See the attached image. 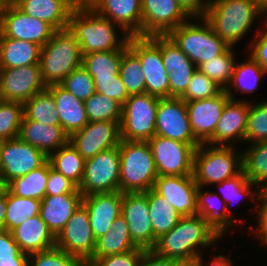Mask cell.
Instances as JSON below:
<instances>
[{"mask_svg": "<svg viewBox=\"0 0 267 266\" xmlns=\"http://www.w3.org/2000/svg\"><path fill=\"white\" fill-rule=\"evenodd\" d=\"M161 55L167 73L180 69H197L168 35H161Z\"/></svg>", "mask_w": 267, "mask_h": 266, "instance_id": "cell-49", "label": "cell"}, {"mask_svg": "<svg viewBox=\"0 0 267 266\" xmlns=\"http://www.w3.org/2000/svg\"><path fill=\"white\" fill-rule=\"evenodd\" d=\"M240 151L234 146L200 144L193 157V177L197 185L211 187L238 175L242 171Z\"/></svg>", "mask_w": 267, "mask_h": 266, "instance_id": "cell-6", "label": "cell"}, {"mask_svg": "<svg viewBox=\"0 0 267 266\" xmlns=\"http://www.w3.org/2000/svg\"><path fill=\"white\" fill-rule=\"evenodd\" d=\"M49 160L42 166L18 177L7 184V189L18 197L42 200L46 196Z\"/></svg>", "mask_w": 267, "mask_h": 266, "instance_id": "cell-37", "label": "cell"}, {"mask_svg": "<svg viewBox=\"0 0 267 266\" xmlns=\"http://www.w3.org/2000/svg\"><path fill=\"white\" fill-rule=\"evenodd\" d=\"M262 16L267 13L255 0H209L203 17L213 31L234 48L255 27L257 19L264 20Z\"/></svg>", "mask_w": 267, "mask_h": 266, "instance_id": "cell-3", "label": "cell"}, {"mask_svg": "<svg viewBox=\"0 0 267 266\" xmlns=\"http://www.w3.org/2000/svg\"><path fill=\"white\" fill-rule=\"evenodd\" d=\"M229 96L223 90L219 95L186 103L190 126L194 137L202 144L213 135Z\"/></svg>", "mask_w": 267, "mask_h": 266, "instance_id": "cell-21", "label": "cell"}, {"mask_svg": "<svg viewBox=\"0 0 267 266\" xmlns=\"http://www.w3.org/2000/svg\"><path fill=\"white\" fill-rule=\"evenodd\" d=\"M142 37L168 35L190 20L177 0H141Z\"/></svg>", "mask_w": 267, "mask_h": 266, "instance_id": "cell-15", "label": "cell"}, {"mask_svg": "<svg viewBox=\"0 0 267 266\" xmlns=\"http://www.w3.org/2000/svg\"><path fill=\"white\" fill-rule=\"evenodd\" d=\"M224 89L198 69L193 73L185 93L180 97L185 102L215 97Z\"/></svg>", "mask_w": 267, "mask_h": 266, "instance_id": "cell-48", "label": "cell"}, {"mask_svg": "<svg viewBox=\"0 0 267 266\" xmlns=\"http://www.w3.org/2000/svg\"><path fill=\"white\" fill-rule=\"evenodd\" d=\"M7 208V188L0 194V230L5 229V215Z\"/></svg>", "mask_w": 267, "mask_h": 266, "instance_id": "cell-62", "label": "cell"}, {"mask_svg": "<svg viewBox=\"0 0 267 266\" xmlns=\"http://www.w3.org/2000/svg\"><path fill=\"white\" fill-rule=\"evenodd\" d=\"M190 17H203L209 0H177Z\"/></svg>", "mask_w": 267, "mask_h": 266, "instance_id": "cell-58", "label": "cell"}, {"mask_svg": "<svg viewBox=\"0 0 267 266\" xmlns=\"http://www.w3.org/2000/svg\"><path fill=\"white\" fill-rule=\"evenodd\" d=\"M123 50L92 52L82 56L81 65L93 79L113 78L119 75Z\"/></svg>", "mask_w": 267, "mask_h": 266, "instance_id": "cell-39", "label": "cell"}, {"mask_svg": "<svg viewBox=\"0 0 267 266\" xmlns=\"http://www.w3.org/2000/svg\"><path fill=\"white\" fill-rule=\"evenodd\" d=\"M80 0H25L17 7L25 14L50 24L55 30L68 28L69 17Z\"/></svg>", "mask_w": 267, "mask_h": 266, "instance_id": "cell-28", "label": "cell"}, {"mask_svg": "<svg viewBox=\"0 0 267 266\" xmlns=\"http://www.w3.org/2000/svg\"><path fill=\"white\" fill-rule=\"evenodd\" d=\"M128 48L141 61L146 93L159 98H170L169 74L165 70L161 55V35L130 36Z\"/></svg>", "mask_w": 267, "mask_h": 266, "instance_id": "cell-9", "label": "cell"}, {"mask_svg": "<svg viewBox=\"0 0 267 266\" xmlns=\"http://www.w3.org/2000/svg\"><path fill=\"white\" fill-rule=\"evenodd\" d=\"M18 137L47 157L69 141V136L61 126L45 125L30 119H22Z\"/></svg>", "mask_w": 267, "mask_h": 266, "instance_id": "cell-25", "label": "cell"}, {"mask_svg": "<svg viewBox=\"0 0 267 266\" xmlns=\"http://www.w3.org/2000/svg\"><path fill=\"white\" fill-rule=\"evenodd\" d=\"M59 85L84 102L95 93L94 80L82 65L74 69Z\"/></svg>", "mask_w": 267, "mask_h": 266, "instance_id": "cell-47", "label": "cell"}, {"mask_svg": "<svg viewBox=\"0 0 267 266\" xmlns=\"http://www.w3.org/2000/svg\"><path fill=\"white\" fill-rule=\"evenodd\" d=\"M7 188V185L5 184L2 175L0 174V194H2Z\"/></svg>", "mask_w": 267, "mask_h": 266, "instance_id": "cell-65", "label": "cell"}, {"mask_svg": "<svg viewBox=\"0 0 267 266\" xmlns=\"http://www.w3.org/2000/svg\"><path fill=\"white\" fill-rule=\"evenodd\" d=\"M159 99L148 93L127 98L121 109V140L148 141L155 135Z\"/></svg>", "mask_w": 267, "mask_h": 266, "instance_id": "cell-8", "label": "cell"}, {"mask_svg": "<svg viewBox=\"0 0 267 266\" xmlns=\"http://www.w3.org/2000/svg\"><path fill=\"white\" fill-rule=\"evenodd\" d=\"M121 214L128 224L132 241L145 250L153 248V229L146 192L122 193Z\"/></svg>", "mask_w": 267, "mask_h": 266, "instance_id": "cell-19", "label": "cell"}, {"mask_svg": "<svg viewBox=\"0 0 267 266\" xmlns=\"http://www.w3.org/2000/svg\"><path fill=\"white\" fill-rule=\"evenodd\" d=\"M219 240L205 219L195 214L183 216L176 226L156 240L151 250L157 256L176 261L196 260Z\"/></svg>", "mask_w": 267, "mask_h": 266, "instance_id": "cell-2", "label": "cell"}, {"mask_svg": "<svg viewBox=\"0 0 267 266\" xmlns=\"http://www.w3.org/2000/svg\"><path fill=\"white\" fill-rule=\"evenodd\" d=\"M155 135L186 144H201L192 132L186 103L181 98H160Z\"/></svg>", "mask_w": 267, "mask_h": 266, "instance_id": "cell-14", "label": "cell"}, {"mask_svg": "<svg viewBox=\"0 0 267 266\" xmlns=\"http://www.w3.org/2000/svg\"><path fill=\"white\" fill-rule=\"evenodd\" d=\"M203 189V186H198L196 191L197 214L205 219L207 225L222 240L223 235L225 236L229 230L231 232V228L238 222L236 223L227 214L225 202L215 191H209L210 189L205 191Z\"/></svg>", "mask_w": 267, "mask_h": 266, "instance_id": "cell-27", "label": "cell"}, {"mask_svg": "<svg viewBox=\"0 0 267 266\" xmlns=\"http://www.w3.org/2000/svg\"><path fill=\"white\" fill-rule=\"evenodd\" d=\"M250 101L229 99L217 122L214 135L206 142L213 146H236L245 143V131ZM243 141V142H242Z\"/></svg>", "mask_w": 267, "mask_h": 266, "instance_id": "cell-20", "label": "cell"}, {"mask_svg": "<svg viewBox=\"0 0 267 266\" xmlns=\"http://www.w3.org/2000/svg\"><path fill=\"white\" fill-rule=\"evenodd\" d=\"M55 247L79 257L82 261H88L93 256L96 239L92 233L88 211L83 204L55 237Z\"/></svg>", "mask_w": 267, "mask_h": 266, "instance_id": "cell-13", "label": "cell"}, {"mask_svg": "<svg viewBox=\"0 0 267 266\" xmlns=\"http://www.w3.org/2000/svg\"><path fill=\"white\" fill-rule=\"evenodd\" d=\"M47 89L53 94L60 126L69 137L89 123L84 101L75 98L60 85H51Z\"/></svg>", "mask_w": 267, "mask_h": 266, "instance_id": "cell-29", "label": "cell"}, {"mask_svg": "<svg viewBox=\"0 0 267 266\" xmlns=\"http://www.w3.org/2000/svg\"><path fill=\"white\" fill-rule=\"evenodd\" d=\"M196 69H180L169 73L170 97L180 98L186 91Z\"/></svg>", "mask_w": 267, "mask_h": 266, "instance_id": "cell-56", "label": "cell"}, {"mask_svg": "<svg viewBox=\"0 0 267 266\" xmlns=\"http://www.w3.org/2000/svg\"><path fill=\"white\" fill-rule=\"evenodd\" d=\"M242 152V171L261 190L267 185V141L249 144Z\"/></svg>", "mask_w": 267, "mask_h": 266, "instance_id": "cell-38", "label": "cell"}, {"mask_svg": "<svg viewBox=\"0 0 267 266\" xmlns=\"http://www.w3.org/2000/svg\"><path fill=\"white\" fill-rule=\"evenodd\" d=\"M40 51L36 43L7 38L0 32V69L40 64Z\"/></svg>", "mask_w": 267, "mask_h": 266, "instance_id": "cell-31", "label": "cell"}, {"mask_svg": "<svg viewBox=\"0 0 267 266\" xmlns=\"http://www.w3.org/2000/svg\"><path fill=\"white\" fill-rule=\"evenodd\" d=\"M60 194H81V192L73 182L53 169L49 162L46 196H55Z\"/></svg>", "mask_w": 267, "mask_h": 266, "instance_id": "cell-55", "label": "cell"}, {"mask_svg": "<svg viewBox=\"0 0 267 266\" xmlns=\"http://www.w3.org/2000/svg\"><path fill=\"white\" fill-rule=\"evenodd\" d=\"M55 31L47 22L25 14L15 5L6 3L0 11V32L7 38L24 40L43 47Z\"/></svg>", "mask_w": 267, "mask_h": 266, "instance_id": "cell-12", "label": "cell"}, {"mask_svg": "<svg viewBox=\"0 0 267 266\" xmlns=\"http://www.w3.org/2000/svg\"><path fill=\"white\" fill-rule=\"evenodd\" d=\"M55 106L53 94L46 88L23 104L24 115L22 119L38 121L45 125L60 126Z\"/></svg>", "mask_w": 267, "mask_h": 266, "instance_id": "cell-40", "label": "cell"}, {"mask_svg": "<svg viewBox=\"0 0 267 266\" xmlns=\"http://www.w3.org/2000/svg\"><path fill=\"white\" fill-rule=\"evenodd\" d=\"M82 199V194H60L41 200L39 215L55 237L82 204Z\"/></svg>", "mask_w": 267, "mask_h": 266, "instance_id": "cell-30", "label": "cell"}, {"mask_svg": "<svg viewBox=\"0 0 267 266\" xmlns=\"http://www.w3.org/2000/svg\"><path fill=\"white\" fill-rule=\"evenodd\" d=\"M255 102L250 101L245 131V144L248 142L258 143L267 141V100Z\"/></svg>", "mask_w": 267, "mask_h": 266, "instance_id": "cell-45", "label": "cell"}, {"mask_svg": "<svg viewBox=\"0 0 267 266\" xmlns=\"http://www.w3.org/2000/svg\"><path fill=\"white\" fill-rule=\"evenodd\" d=\"M213 185L218 186L217 190L219 193L218 191L215 193L225 202L227 214L233 218L235 222H239L240 220H238L239 218L235 219V216L232 217L233 212L229 209V206L232 205L233 207V205L240 204V201H243L245 198L249 199L252 203H257L261 192V189L256 184L251 183L246 178L243 171L232 178Z\"/></svg>", "mask_w": 267, "mask_h": 266, "instance_id": "cell-34", "label": "cell"}, {"mask_svg": "<svg viewBox=\"0 0 267 266\" xmlns=\"http://www.w3.org/2000/svg\"><path fill=\"white\" fill-rule=\"evenodd\" d=\"M141 67L139 58L128 46L124 48L119 75L128 96L146 93L145 77Z\"/></svg>", "mask_w": 267, "mask_h": 266, "instance_id": "cell-43", "label": "cell"}, {"mask_svg": "<svg viewBox=\"0 0 267 266\" xmlns=\"http://www.w3.org/2000/svg\"><path fill=\"white\" fill-rule=\"evenodd\" d=\"M103 236L96 240V247L91 258H103L109 255L122 254L139 248L129 233L128 224L120 214Z\"/></svg>", "mask_w": 267, "mask_h": 266, "instance_id": "cell-32", "label": "cell"}, {"mask_svg": "<svg viewBox=\"0 0 267 266\" xmlns=\"http://www.w3.org/2000/svg\"><path fill=\"white\" fill-rule=\"evenodd\" d=\"M79 266H94L93 263L89 261H82Z\"/></svg>", "mask_w": 267, "mask_h": 266, "instance_id": "cell-67", "label": "cell"}, {"mask_svg": "<svg viewBox=\"0 0 267 266\" xmlns=\"http://www.w3.org/2000/svg\"><path fill=\"white\" fill-rule=\"evenodd\" d=\"M121 193L146 192L153 188L158 177L151 148L147 141L120 140Z\"/></svg>", "mask_w": 267, "mask_h": 266, "instance_id": "cell-4", "label": "cell"}, {"mask_svg": "<svg viewBox=\"0 0 267 266\" xmlns=\"http://www.w3.org/2000/svg\"><path fill=\"white\" fill-rule=\"evenodd\" d=\"M262 21V27L256 26L257 31L255 32V36L249 43L248 52L249 56L264 70L267 71V16L264 17ZM262 29V30H260ZM260 31V32H259Z\"/></svg>", "mask_w": 267, "mask_h": 266, "instance_id": "cell-51", "label": "cell"}, {"mask_svg": "<svg viewBox=\"0 0 267 266\" xmlns=\"http://www.w3.org/2000/svg\"><path fill=\"white\" fill-rule=\"evenodd\" d=\"M262 191L267 195V185L262 188Z\"/></svg>", "mask_w": 267, "mask_h": 266, "instance_id": "cell-70", "label": "cell"}, {"mask_svg": "<svg viewBox=\"0 0 267 266\" xmlns=\"http://www.w3.org/2000/svg\"><path fill=\"white\" fill-rule=\"evenodd\" d=\"M152 151L158 176L193 174V157L200 144H186L154 135L147 141Z\"/></svg>", "mask_w": 267, "mask_h": 266, "instance_id": "cell-11", "label": "cell"}, {"mask_svg": "<svg viewBox=\"0 0 267 266\" xmlns=\"http://www.w3.org/2000/svg\"><path fill=\"white\" fill-rule=\"evenodd\" d=\"M0 266H28V257H0Z\"/></svg>", "mask_w": 267, "mask_h": 266, "instance_id": "cell-61", "label": "cell"}, {"mask_svg": "<svg viewBox=\"0 0 267 266\" xmlns=\"http://www.w3.org/2000/svg\"><path fill=\"white\" fill-rule=\"evenodd\" d=\"M198 185L193 174L187 176H158L153 190L170 201L182 216L197 214L196 191Z\"/></svg>", "mask_w": 267, "mask_h": 266, "instance_id": "cell-22", "label": "cell"}, {"mask_svg": "<svg viewBox=\"0 0 267 266\" xmlns=\"http://www.w3.org/2000/svg\"><path fill=\"white\" fill-rule=\"evenodd\" d=\"M68 28L79 43L82 56L92 52L123 50L130 38L120 26L98 14L84 0L73 8ZM118 30L122 37L118 35Z\"/></svg>", "mask_w": 267, "mask_h": 266, "instance_id": "cell-1", "label": "cell"}, {"mask_svg": "<svg viewBox=\"0 0 267 266\" xmlns=\"http://www.w3.org/2000/svg\"><path fill=\"white\" fill-rule=\"evenodd\" d=\"M248 57L244 62H236L231 81L225 89L226 94L232 100H238L233 88L241 94H252L259 87L261 79L267 76V71L262 69L249 55Z\"/></svg>", "mask_w": 267, "mask_h": 266, "instance_id": "cell-35", "label": "cell"}, {"mask_svg": "<svg viewBox=\"0 0 267 266\" xmlns=\"http://www.w3.org/2000/svg\"><path fill=\"white\" fill-rule=\"evenodd\" d=\"M89 122L95 121H121L122 106L114 99L99 93H94L84 102Z\"/></svg>", "mask_w": 267, "mask_h": 266, "instance_id": "cell-44", "label": "cell"}, {"mask_svg": "<svg viewBox=\"0 0 267 266\" xmlns=\"http://www.w3.org/2000/svg\"><path fill=\"white\" fill-rule=\"evenodd\" d=\"M80 46L69 28L56 30L41 47L40 69L46 87L59 85L74 69L81 66Z\"/></svg>", "mask_w": 267, "mask_h": 266, "instance_id": "cell-5", "label": "cell"}, {"mask_svg": "<svg viewBox=\"0 0 267 266\" xmlns=\"http://www.w3.org/2000/svg\"><path fill=\"white\" fill-rule=\"evenodd\" d=\"M173 266H196L195 260H173Z\"/></svg>", "mask_w": 267, "mask_h": 266, "instance_id": "cell-63", "label": "cell"}, {"mask_svg": "<svg viewBox=\"0 0 267 266\" xmlns=\"http://www.w3.org/2000/svg\"><path fill=\"white\" fill-rule=\"evenodd\" d=\"M25 0H7V3L17 6L20 2Z\"/></svg>", "mask_w": 267, "mask_h": 266, "instance_id": "cell-66", "label": "cell"}, {"mask_svg": "<svg viewBox=\"0 0 267 266\" xmlns=\"http://www.w3.org/2000/svg\"><path fill=\"white\" fill-rule=\"evenodd\" d=\"M46 88L40 64L0 69V100L24 104L33 95Z\"/></svg>", "mask_w": 267, "mask_h": 266, "instance_id": "cell-17", "label": "cell"}, {"mask_svg": "<svg viewBox=\"0 0 267 266\" xmlns=\"http://www.w3.org/2000/svg\"><path fill=\"white\" fill-rule=\"evenodd\" d=\"M48 160L53 169L68 178L77 187L80 186L84 175L85 159L69 141L53 152Z\"/></svg>", "mask_w": 267, "mask_h": 266, "instance_id": "cell-36", "label": "cell"}, {"mask_svg": "<svg viewBox=\"0 0 267 266\" xmlns=\"http://www.w3.org/2000/svg\"><path fill=\"white\" fill-rule=\"evenodd\" d=\"M4 141L5 140H3V139L0 138V156H1V149H2V146H3Z\"/></svg>", "mask_w": 267, "mask_h": 266, "instance_id": "cell-69", "label": "cell"}, {"mask_svg": "<svg viewBox=\"0 0 267 266\" xmlns=\"http://www.w3.org/2000/svg\"><path fill=\"white\" fill-rule=\"evenodd\" d=\"M98 14L120 26L129 36H142L141 0H84Z\"/></svg>", "mask_w": 267, "mask_h": 266, "instance_id": "cell-23", "label": "cell"}, {"mask_svg": "<svg viewBox=\"0 0 267 266\" xmlns=\"http://www.w3.org/2000/svg\"><path fill=\"white\" fill-rule=\"evenodd\" d=\"M119 146L99 152L85 160L84 175L78 190L83 196L119 191Z\"/></svg>", "mask_w": 267, "mask_h": 266, "instance_id": "cell-10", "label": "cell"}, {"mask_svg": "<svg viewBox=\"0 0 267 266\" xmlns=\"http://www.w3.org/2000/svg\"><path fill=\"white\" fill-rule=\"evenodd\" d=\"M23 104L0 100V138L10 140L19 136Z\"/></svg>", "mask_w": 267, "mask_h": 266, "instance_id": "cell-46", "label": "cell"}, {"mask_svg": "<svg viewBox=\"0 0 267 266\" xmlns=\"http://www.w3.org/2000/svg\"><path fill=\"white\" fill-rule=\"evenodd\" d=\"M82 204L88 211L92 233L97 240L111 229V224L121 214L122 193L114 191L83 196Z\"/></svg>", "mask_w": 267, "mask_h": 266, "instance_id": "cell-24", "label": "cell"}, {"mask_svg": "<svg viewBox=\"0 0 267 266\" xmlns=\"http://www.w3.org/2000/svg\"><path fill=\"white\" fill-rule=\"evenodd\" d=\"M168 36L197 67L221 55L229 47L204 17H191L173 29Z\"/></svg>", "mask_w": 267, "mask_h": 266, "instance_id": "cell-7", "label": "cell"}, {"mask_svg": "<svg viewBox=\"0 0 267 266\" xmlns=\"http://www.w3.org/2000/svg\"><path fill=\"white\" fill-rule=\"evenodd\" d=\"M0 257H29L20 251L10 231L0 230Z\"/></svg>", "mask_w": 267, "mask_h": 266, "instance_id": "cell-57", "label": "cell"}, {"mask_svg": "<svg viewBox=\"0 0 267 266\" xmlns=\"http://www.w3.org/2000/svg\"><path fill=\"white\" fill-rule=\"evenodd\" d=\"M255 1L267 13V0H255Z\"/></svg>", "mask_w": 267, "mask_h": 266, "instance_id": "cell-64", "label": "cell"}, {"mask_svg": "<svg viewBox=\"0 0 267 266\" xmlns=\"http://www.w3.org/2000/svg\"><path fill=\"white\" fill-rule=\"evenodd\" d=\"M95 92L116 100L121 106L129 97L120 75L113 78L93 79Z\"/></svg>", "mask_w": 267, "mask_h": 266, "instance_id": "cell-52", "label": "cell"}, {"mask_svg": "<svg viewBox=\"0 0 267 266\" xmlns=\"http://www.w3.org/2000/svg\"><path fill=\"white\" fill-rule=\"evenodd\" d=\"M81 262L79 257L57 247L30 254L28 257V266H79Z\"/></svg>", "mask_w": 267, "mask_h": 266, "instance_id": "cell-50", "label": "cell"}, {"mask_svg": "<svg viewBox=\"0 0 267 266\" xmlns=\"http://www.w3.org/2000/svg\"><path fill=\"white\" fill-rule=\"evenodd\" d=\"M235 48L228 47L221 55L201 63L197 69L224 90L229 85L237 62Z\"/></svg>", "mask_w": 267, "mask_h": 266, "instance_id": "cell-41", "label": "cell"}, {"mask_svg": "<svg viewBox=\"0 0 267 266\" xmlns=\"http://www.w3.org/2000/svg\"><path fill=\"white\" fill-rule=\"evenodd\" d=\"M138 266H173V259L157 256L152 250H145Z\"/></svg>", "mask_w": 267, "mask_h": 266, "instance_id": "cell-59", "label": "cell"}, {"mask_svg": "<svg viewBox=\"0 0 267 266\" xmlns=\"http://www.w3.org/2000/svg\"><path fill=\"white\" fill-rule=\"evenodd\" d=\"M145 249L136 248L122 254L109 255L103 258H90L94 266H138Z\"/></svg>", "mask_w": 267, "mask_h": 266, "instance_id": "cell-54", "label": "cell"}, {"mask_svg": "<svg viewBox=\"0 0 267 266\" xmlns=\"http://www.w3.org/2000/svg\"><path fill=\"white\" fill-rule=\"evenodd\" d=\"M120 122L95 121L73 133L69 142L85 159H90L99 152L118 146L120 143Z\"/></svg>", "mask_w": 267, "mask_h": 266, "instance_id": "cell-18", "label": "cell"}, {"mask_svg": "<svg viewBox=\"0 0 267 266\" xmlns=\"http://www.w3.org/2000/svg\"><path fill=\"white\" fill-rule=\"evenodd\" d=\"M11 234L20 251L28 255L55 247V236L39 214L23 221Z\"/></svg>", "mask_w": 267, "mask_h": 266, "instance_id": "cell-26", "label": "cell"}, {"mask_svg": "<svg viewBox=\"0 0 267 266\" xmlns=\"http://www.w3.org/2000/svg\"><path fill=\"white\" fill-rule=\"evenodd\" d=\"M48 157L19 137L5 140L1 149L0 174L5 184L42 166Z\"/></svg>", "mask_w": 267, "mask_h": 266, "instance_id": "cell-16", "label": "cell"}, {"mask_svg": "<svg viewBox=\"0 0 267 266\" xmlns=\"http://www.w3.org/2000/svg\"><path fill=\"white\" fill-rule=\"evenodd\" d=\"M41 200L22 198L13 195L7 189V208L5 215V230L12 231L28 218L39 214Z\"/></svg>", "mask_w": 267, "mask_h": 266, "instance_id": "cell-42", "label": "cell"}, {"mask_svg": "<svg viewBox=\"0 0 267 266\" xmlns=\"http://www.w3.org/2000/svg\"><path fill=\"white\" fill-rule=\"evenodd\" d=\"M257 207L253 205V210H257V212L252 211V213L256 214V224L257 226L254 227L249 225V232L248 234L254 233V237L261 242L260 245H264L267 247V195L261 190L259 197H258ZM259 205V206H258ZM255 208V209H254Z\"/></svg>", "mask_w": 267, "mask_h": 266, "instance_id": "cell-53", "label": "cell"}, {"mask_svg": "<svg viewBox=\"0 0 267 266\" xmlns=\"http://www.w3.org/2000/svg\"><path fill=\"white\" fill-rule=\"evenodd\" d=\"M147 199L154 247L156 240L176 226L183 216L176 211L170 201L157 194L153 189L147 191Z\"/></svg>", "mask_w": 267, "mask_h": 266, "instance_id": "cell-33", "label": "cell"}, {"mask_svg": "<svg viewBox=\"0 0 267 266\" xmlns=\"http://www.w3.org/2000/svg\"><path fill=\"white\" fill-rule=\"evenodd\" d=\"M204 255L201 254L195 261L196 266H233V260L229 258V255H223V254H214V257L212 258V262L208 265H205L206 262L204 261ZM233 263V264H232Z\"/></svg>", "mask_w": 267, "mask_h": 266, "instance_id": "cell-60", "label": "cell"}, {"mask_svg": "<svg viewBox=\"0 0 267 266\" xmlns=\"http://www.w3.org/2000/svg\"><path fill=\"white\" fill-rule=\"evenodd\" d=\"M7 0H0V11L5 7Z\"/></svg>", "mask_w": 267, "mask_h": 266, "instance_id": "cell-68", "label": "cell"}]
</instances>
